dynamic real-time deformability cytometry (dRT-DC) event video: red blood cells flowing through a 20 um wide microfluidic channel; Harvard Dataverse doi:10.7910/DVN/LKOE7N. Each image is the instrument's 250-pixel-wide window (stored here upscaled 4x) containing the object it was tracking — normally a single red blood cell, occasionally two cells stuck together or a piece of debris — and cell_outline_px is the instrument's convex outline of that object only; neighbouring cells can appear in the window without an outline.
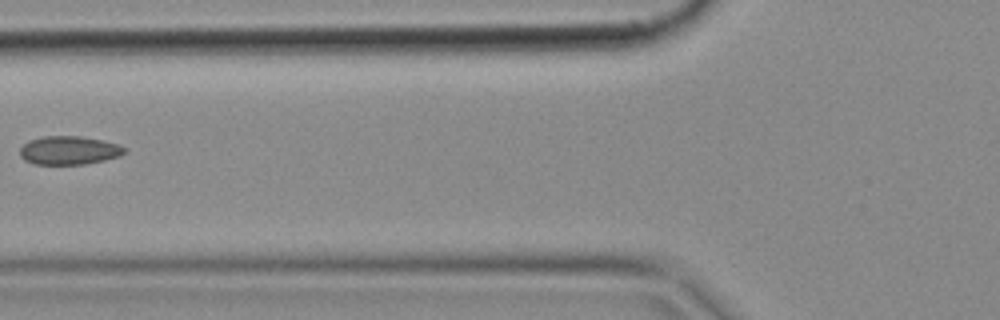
{"species": "common noctule bat (a hibernating species)", "species_latin": "Nyctalus noctula", "temperature_condition": "cold", "stored_images_in_passage": 7, "camera_frame_rate_fps": 3000, "um_per_image_px": 0.085, "animal": {"sex": "female", "body_mass_g": 18.4}, "frame": {"image": 1, "passage_image": 7, "time_ms": 2.0, "image_size_px": [1000, 320], "cell_outline_px": [[128, 152], [120, 156], [104, 160], [84, 164], [32, 164], [24, 160], [20, 156], [20, 148], [28, 140], [44, 136], [80, 136], [120, 144]], "centroid_in_image_um": [5.86, 12.78], "position_along_channel_um": 119.9, "area_um2": 17.46}}